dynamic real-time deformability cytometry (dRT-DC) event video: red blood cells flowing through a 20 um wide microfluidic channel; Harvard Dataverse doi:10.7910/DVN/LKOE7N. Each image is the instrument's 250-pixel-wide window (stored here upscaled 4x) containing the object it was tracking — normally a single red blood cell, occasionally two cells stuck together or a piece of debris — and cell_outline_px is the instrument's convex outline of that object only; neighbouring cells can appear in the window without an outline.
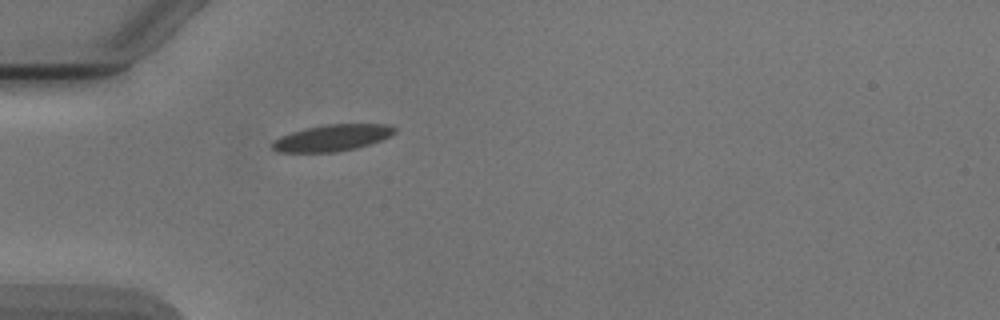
{"species": "Egyptian fruit bat (a non-hibernating species)", "species_latin": "Rousettus aegyptiacus", "temperature_condition": "cold", "stored_images_in_passage": 2, "camera_frame_rate_fps": 3000, "um_per_image_px": 0.085, "animal": {"sex": "male"}, "frame": {"image": 1, "passage_image": 2, "time_ms": 1.333, "image_size_px": [1000, 320], "cell_outline_px": [[396, 132], [392, 136], [356, 148], [336, 152], [276, 152], [272, 148], [272, 140], [280, 136], [304, 128], [324, 124], [388, 124], [396, 128]], "centroid_in_image_um": [28.22, 11.71], "position_along_channel_um": 56.8, "area_um2": 19.02}}